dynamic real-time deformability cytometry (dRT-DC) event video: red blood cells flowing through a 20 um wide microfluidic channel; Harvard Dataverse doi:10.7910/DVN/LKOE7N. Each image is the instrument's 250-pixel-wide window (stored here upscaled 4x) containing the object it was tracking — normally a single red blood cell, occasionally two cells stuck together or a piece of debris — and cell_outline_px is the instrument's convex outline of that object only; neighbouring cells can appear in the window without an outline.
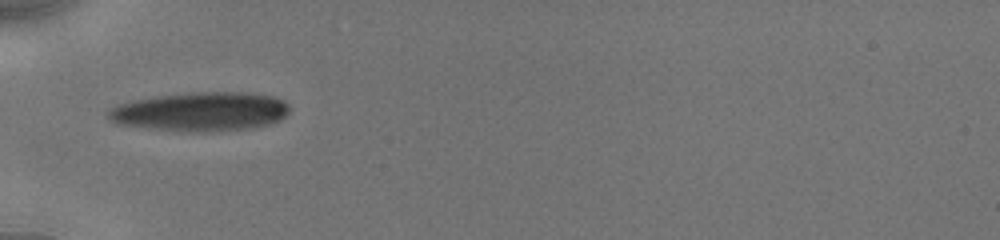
{"species": "human", "species_latin": "Homo sapiens", "temperature_condition": "cold", "stored_images_in_passage": 2, "camera_frame_rate_fps": 3000, "um_per_image_px": 0.085, "donor": {"sex": "male"}, "frame": {"image": 1, "passage_image": 1, "time_ms": 0.0, "image_size_px": [1000, 240], "cell_outline_px": [[288, 112], [280, 120], [268, 124], [252, 128], [196, 132], [192, 132], [148, 128], [116, 124], [104, 112], [116, 104], [156, 96], [196, 92], [244, 92], [272, 96], [288, 104]], "centroid_in_image_um": [17.01, 9.49], "position_along_channel_um": 68.0, "area_um2": 41.04}}